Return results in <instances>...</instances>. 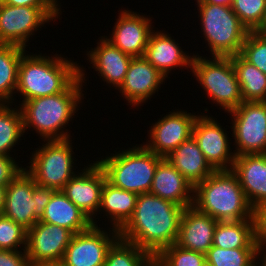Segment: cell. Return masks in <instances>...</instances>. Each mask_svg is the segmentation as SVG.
<instances>
[{"label":"cell","instance_id":"681fc988","mask_svg":"<svg viewBox=\"0 0 266 266\" xmlns=\"http://www.w3.org/2000/svg\"><path fill=\"white\" fill-rule=\"evenodd\" d=\"M4 4V0H0V6Z\"/></svg>","mask_w":266,"mask_h":266},{"label":"cell","instance_id":"277c9868","mask_svg":"<svg viewBox=\"0 0 266 266\" xmlns=\"http://www.w3.org/2000/svg\"><path fill=\"white\" fill-rule=\"evenodd\" d=\"M193 206L218 222L252 219L253 207L232 170L214 171L197 184L193 191Z\"/></svg>","mask_w":266,"mask_h":266},{"label":"cell","instance_id":"f546056e","mask_svg":"<svg viewBox=\"0 0 266 266\" xmlns=\"http://www.w3.org/2000/svg\"><path fill=\"white\" fill-rule=\"evenodd\" d=\"M23 116L21 108L13 104H0V155L12 156L23 140ZM17 145V146H16Z\"/></svg>","mask_w":266,"mask_h":266},{"label":"cell","instance_id":"7a4b0ae2","mask_svg":"<svg viewBox=\"0 0 266 266\" xmlns=\"http://www.w3.org/2000/svg\"><path fill=\"white\" fill-rule=\"evenodd\" d=\"M85 72V67L80 64L79 77L64 92L30 99L19 106L23 116L24 134H29L31 128L42 141L73 138L66 127L70 126V122L73 123L75 114L78 115L85 98L84 93H87L83 90V86H87L88 76Z\"/></svg>","mask_w":266,"mask_h":266},{"label":"cell","instance_id":"4fadbf2b","mask_svg":"<svg viewBox=\"0 0 266 266\" xmlns=\"http://www.w3.org/2000/svg\"><path fill=\"white\" fill-rule=\"evenodd\" d=\"M100 226L91 225L87 230L73 234L61 261L65 266L104 265L108 249L120 236L118 230Z\"/></svg>","mask_w":266,"mask_h":266},{"label":"cell","instance_id":"ffe728a7","mask_svg":"<svg viewBox=\"0 0 266 266\" xmlns=\"http://www.w3.org/2000/svg\"><path fill=\"white\" fill-rule=\"evenodd\" d=\"M98 39L96 47H90V51L86 49L84 52L87 62L91 65L88 68L92 67L104 84L106 82V86L118 90L125 80L132 56L123 53L103 36Z\"/></svg>","mask_w":266,"mask_h":266},{"label":"cell","instance_id":"bcb514c9","mask_svg":"<svg viewBox=\"0 0 266 266\" xmlns=\"http://www.w3.org/2000/svg\"><path fill=\"white\" fill-rule=\"evenodd\" d=\"M5 193H6V186H0V215H2V211L4 208Z\"/></svg>","mask_w":266,"mask_h":266},{"label":"cell","instance_id":"d590c367","mask_svg":"<svg viewBox=\"0 0 266 266\" xmlns=\"http://www.w3.org/2000/svg\"><path fill=\"white\" fill-rule=\"evenodd\" d=\"M158 256L167 266H202L206 261L205 254L181 248L176 243L164 248Z\"/></svg>","mask_w":266,"mask_h":266},{"label":"cell","instance_id":"e575fe53","mask_svg":"<svg viewBox=\"0 0 266 266\" xmlns=\"http://www.w3.org/2000/svg\"><path fill=\"white\" fill-rule=\"evenodd\" d=\"M239 54L266 75V37L249 31Z\"/></svg>","mask_w":266,"mask_h":266},{"label":"cell","instance_id":"7c38bea8","mask_svg":"<svg viewBox=\"0 0 266 266\" xmlns=\"http://www.w3.org/2000/svg\"><path fill=\"white\" fill-rule=\"evenodd\" d=\"M161 116L154 123H150L147 130L148 139L142 144L156 155L166 158L181 143L192 136L194 122L199 111L188 112L183 109H172Z\"/></svg>","mask_w":266,"mask_h":266},{"label":"cell","instance_id":"5b68a950","mask_svg":"<svg viewBox=\"0 0 266 266\" xmlns=\"http://www.w3.org/2000/svg\"><path fill=\"white\" fill-rule=\"evenodd\" d=\"M116 151L117 148L115 153L106 152L107 156L100 154L99 159L95 158L105 171L107 181L114 187L138 195L149 193L158 162L162 157L148 150L143 144H134Z\"/></svg>","mask_w":266,"mask_h":266},{"label":"cell","instance_id":"ee69618b","mask_svg":"<svg viewBox=\"0 0 266 266\" xmlns=\"http://www.w3.org/2000/svg\"><path fill=\"white\" fill-rule=\"evenodd\" d=\"M196 3H210L215 5L231 6L233 0H194Z\"/></svg>","mask_w":266,"mask_h":266},{"label":"cell","instance_id":"f1b7e54d","mask_svg":"<svg viewBox=\"0 0 266 266\" xmlns=\"http://www.w3.org/2000/svg\"><path fill=\"white\" fill-rule=\"evenodd\" d=\"M231 58L243 101H266V75L240 54Z\"/></svg>","mask_w":266,"mask_h":266},{"label":"cell","instance_id":"7bdbcfd3","mask_svg":"<svg viewBox=\"0 0 266 266\" xmlns=\"http://www.w3.org/2000/svg\"><path fill=\"white\" fill-rule=\"evenodd\" d=\"M141 266H167L158 255H150Z\"/></svg>","mask_w":266,"mask_h":266},{"label":"cell","instance_id":"1f68e13d","mask_svg":"<svg viewBox=\"0 0 266 266\" xmlns=\"http://www.w3.org/2000/svg\"><path fill=\"white\" fill-rule=\"evenodd\" d=\"M256 249H221L212 246L205 254L211 266H255Z\"/></svg>","mask_w":266,"mask_h":266},{"label":"cell","instance_id":"484cf974","mask_svg":"<svg viewBox=\"0 0 266 266\" xmlns=\"http://www.w3.org/2000/svg\"><path fill=\"white\" fill-rule=\"evenodd\" d=\"M41 222L55 224L73 234L87 230L92 221L73 203L62 190H56L45 208Z\"/></svg>","mask_w":266,"mask_h":266},{"label":"cell","instance_id":"ab89813d","mask_svg":"<svg viewBox=\"0 0 266 266\" xmlns=\"http://www.w3.org/2000/svg\"><path fill=\"white\" fill-rule=\"evenodd\" d=\"M56 190L48 187L41 186L39 184H36V210H35V216L40 220L42 216L44 215L45 208L47 204L49 203L52 194Z\"/></svg>","mask_w":266,"mask_h":266},{"label":"cell","instance_id":"b9f144b4","mask_svg":"<svg viewBox=\"0 0 266 266\" xmlns=\"http://www.w3.org/2000/svg\"><path fill=\"white\" fill-rule=\"evenodd\" d=\"M265 249H266V245H257L256 252H255V266H266V250Z\"/></svg>","mask_w":266,"mask_h":266},{"label":"cell","instance_id":"9c48e42d","mask_svg":"<svg viewBox=\"0 0 266 266\" xmlns=\"http://www.w3.org/2000/svg\"><path fill=\"white\" fill-rule=\"evenodd\" d=\"M61 6H0V44H11L28 50L39 30L50 22L61 20ZM61 16V17H60ZM59 17V18H58ZM36 32V33H35ZM28 44V45H27Z\"/></svg>","mask_w":266,"mask_h":266},{"label":"cell","instance_id":"2e32d148","mask_svg":"<svg viewBox=\"0 0 266 266\" xmlns=\"http://www.w3.org/2000/svg\"><path fill=\"white\" fill-rule=\"evenodd\" d=\"M72 236L73 233L64 227L38 221L27 231L29 264L61 262Z\"/></svg>","mask_w":266,"mask_h":266},{"label":"cell","instance_id":"6da1fadb","mask_svg":"<svg viewBox=\"0 0 266 266\" xmlns=\"http://www.w3.org/2000/svg\"><path fill=\"white\" fill-rule=\"evenodd\" d=\"M184 209L154 194H139L133 215L119 230V236L150 255H158L176 243Z\"/></svg>","mask_w":266,"mask_h":266},{"label":"cell","instance_id":"c3c4849f","mask_svg":"<svg viewBox=\"0 0 266 266\" xmlns=\"http://www.w3.org/2000/svg\"><path fill=\"white\" fill-rule=\"evenodd\" d=\"M202 266H211V265L207 261H205Z\"/></svg>","mask_w":266,"mask_h":266},{"label":"cell","instance_id":"44dd1931","mask_svg":"<svg viewBox=\"0 0 266 266\" xmlns=\"http://www.w3.org/2000/svg\"><path fill=\"white\" fill-rule=\"evenodd\" d=\"M217 220L194 206L184 209L176 244L181 248L206 254L213 246Z\"/></svg>","mask_w":266,"mask_h":266},{"label":"cell","instance_id":"7dc6e473","mask_svg":"<svg viewBox=\"0 0 266 266\" xmlns=\"http://www.w3.org/2000/svg\"><path fill=\"white\" fill-rule=\"evenodd\" d=\"M30 266H65L62 262L39 263Z\"/></svg>","mask_w":266,"mask_h":266},{"label":"cell","instance_id":"d6a6232c","mask_svg":"<svg viewBox=\"0 0 266 266\" xmlns=\"http://www.w3.org/2000/svg\"><path fill=\"white\" fill-rule=\"evenodd\" d=\"M231 7L241 23L249 31H255L263 20L266 0H233Z\"/></svg>","mask_w":266,"mask_h":266},{"label":"cell","instance_id":"f35d334b","mask_svg":"<svg viewBox=\"0 0 266 266\" xmlns=\"http://www.w3.org/2000/svg\"><path fill=\"white\" fill-rule=\"evenodd\" d=\"M0 266H30L26 250H1Z\"/></svg>","mask_w":266,"mask_h":266},{"label":"cell","instance_id":"30bf717a","mask_svg":"<svg viewBox=\"0 0 266 266\" xmlns=\"http://www.w3.org/2000/svg\"><path fill=\"white\" fill-rule=\"evenodd\" d=\"M226 114L235 156L266 154V101H244Z\"/></svg>","mask_w":266,"mask_h":266},{"label":"cell","instance_id":"7402d4cb","mask_svg":"<svg viewBox=\"0 0 266 266\" xmlns=\"http://www.w3.org/2000/svg\"><path fill=\"white\" fill-rule=\"evenodd\" d=\"M232 171L252 207L266 201V154L235 156Z\"/></svg>","mask_w":266,"mask_h":266},{"label":"cell","instance_id":"52a82bcc","mask_svg":"<svg viewBox=\"0 0 266 266\" xmlns=\"http://www.w3.org/2000/svg\"><path fill=\"white\" fill-rule=\"evenodd\" d=\"M191 73L207 99L212 100L216 108L220 106L221 111L228 113L244 102L231 57H204L197 51L193 56Z\"/></svg>","mask_w":266,"mask_h":266},{"label":"cell","instance_id":"9a60e30c","mask_svg":"<svg viewBox=\"0 0 266 266\" xmlns=\"http://www.w3.org/2000/svg\"><path fill=\"white\" fill-rule=\"evenodd\" d=\"M93 163H92V162ZM66 183L62 192L91 221L98 214L101 205V191L107 180L105 171L97 161L90 160Z\"/></svg>","mask_w":266,"mask_h":266},{"label":"cell","instance_id":"f6af8a7d","mask_svg":"<svg viewBox=\"0 0 266 266\" xmlns=\"http://www.w3.org/2000/svg\"><path fill=\"white\" fill-rule=\"evenodd\" d=\"M255 32L259 35L266 37V9L263 20L261 24L258 26V28L255 30Z\"/></svg>","mask_w":266,"mask_h":266},{"label":"cell","instance_id":"8992f818","mask_svg":"<svg viewBox=\"0 0 266 266\" xmlns=\"http://www.w3.org/2000/svg\"><path fill=\"white\" fill-rule=\"evenodd\" d=\"M200 33L211 56L231 57L240 53L249 30L231 6L195 3Z\"/></svg>","mask_w":266,"mask_h":266},{"label":"cell","instance_id":"8fae6325","mask_svg":"<svg viewBox=\"0 0 266 266\" xmlns=\"http://www.w3.org/2000/svg\"><path fill=\"white\" fill-rule=\"evenodd\" d=\"M204 109L205 113H199L194 122L192 136L215 171L232 170L235 154L231 148L233 144L232 138L229 137L231 135H228L227 128L223 127L216 117L208 115V108Z\"/></svg>","mask_w":266,"mask_h":266},{"label":"cell","instance_id":"d6986e66","mask_svg":"<svg viewBox=\"0 0 266 266\" xmlns=\"http://www.w3.org/2000/svg\"><path fill=\"white\" fill-rule=\"evenodd\" d=\"M171 34L163 30H153L150 34L148 45L144 52L145 59L152 64L167 79L171 71L187 69L191 72L193 53L185 51ZM184 50V51H183ZM179 67V69H178ZM190 69V70H189Z\"/></svg>","mask_w":266,"mask_h":266},{"label":"cell","instance_id":"4316f807","mask_svg":"<svg viewBox=\"0 0 266 266\" xmlns=\"http://www.w3.org/2000/svg\"><path fill=\"white\" fill-rule=\"evenodd\" d=\"M252 219L220 221L216 224L213 246L221 249H256Z\"/></svg>","mask_w":266,"mask_h":266},{"label":"cell","instance_id":"836d02e7","mask_svg":"<svg viewBox=\"0 0 266 266\" xmlns=\"http://www.w3.org/2000/svg\"><path fill=\"white\" fill-rule=\"evenodd\" d=\"M27 230L12 219L0 215V249L26 250Z\"/></svg>","mask_w":266,"mask_h":266},{"label":"cell","instance_id":"83f0119b","mask_svg":"<svg viewBox=\"0 0 266 266\" xmlns=\"http://www.w3.org/2000/svg\"><path fill=\"white\" fill-rule=\"evenodd\" d=\"M27 49L0 44V104H13L18 82V68Z\"/></svg>","mask_w":266,"mask_h":266},{"label":"cell","instance_id":"ba28073f","mask_svg":"<svg viewBox=\"0 0 266 266\" xmlns=\"http://www.w3.org/2000/svg\"><path fill=\"white\" fill-rule=\"evenodd\" d=\"M72 139L75 138L41 141L43 144L33 149L28 157L29 165H24V169L34 178L36 184L62 190L78 172V159L73 151L76 147L73 148Z\"/></svg>","mask_w":266,"mask_h":266},{"label":"cell","instance_id":"cb8c5ba5","mask_svg":"<svg viewBox=\"0 0 266 266\" xmlns=\"http://www.w3.org/2000/svg\"><path fill=\"white\" fill-rule=\"evenodd\" d=\"M137 197V193L114 187L106 180L101 191V205L97 214L98 217L92 221V225L98 226L99 223L97 222L101 221L100 218L103 217L108 219L104 222L107 221L110 224V228L112 227L119 231L133 215Z\"/></svg>","mask_w":266,"mask_h":266},{"label":"cell","instance_id":"ac0fdd59","mask_svg":"<svg viewBox=\"0 0 266 266\" xmlns=\"http://www.w3.org/2000/svg\"><path fill=\"white\" fill-rule=\"evenodd\" d=\"M35 210L36 183L34 178L22 169L6 186L2 215L28 231L39 221Z\"/></svg>","mask_w":266,"mask_h":266},{"label":"cell","instance_id":"d4e9b609","mask_svg":"<svg viewBox=\"0 0 266 266\" xmlns=\"http://www.w3.org/2000/svg\"><path fill=\"white\" fill-rule=\"evenodd\" d=\"M166 159L193 187L215 171L207 162L193 136L181 143Z\"/></svg>","mask_w":266,"mask_h":266},{"label":"cell","instance_id":"8d00e7d4","mask_svg":"<svg viewBox=\"0 0 266 266\" xmlns=\"http://www.w3.org/2000/svg\"><path fill=\"white\" fill-rule=\"evenodd\" d=\"M254 237L258 245H266V201L253 207Z\"/></svg>","mask_w":266,"mask_h":266},{"label":"cell","instance_id":"74e56055","mask_svg":"<svg viewBox=\"0 0 266 266\" xmlns=\"http://www.w3.org/2000/svg\"><path fill=\"white\" fill-rule=\"evenodd\" d=\"M18 156H1L0 155V186H7V184L22 170L24 166L19 160Z\"/></svg>","mask_w":266,"mask_h":266},{"label":"cell","instance_id":"603a6c76","mask_svg":"<svg viewBox=\"0 0 266 266\" xmlns=\"http://www.w3.org/2000/svg\"><path fill=\"white\" fill-rule=\"evenodd\" d=\"M193 191L194 187L166 158L158 162L149 193L187 208L193 206Z\"/></svg>","mask_w":266,"mask_h":266},{"label":"cell","instance_id":"4dcf8cb0","mask_svg":"<svg viewBox=\"0 0 266 266\" xmlns=\"http://www.w3.org/2000/svg\"><path fill=\"white\" fill-rule=\"evenodd\" d=\"M150 254L120 237L108 249L103 266H141Z\"/></svg>","mask_w":266,"mask_h":266},{"label":"cell","instance_id":"3957f363","mask_svg":"<svg viewBox=\"0 0 266 266\" xmlns=\"http://www.w3.org/2000/svg\"><path fill=\"white\" fill-rule=\"evenodd\" d=\"M28 52L22 55L19 63L13 105L17 103L16 93L23 99H19L20 104L17 103L20 106L30 99L64 92L79 77L78 61L74 62L67 56L57 53L47 55L40 51L35 54Z\"/></svg>","mask_w":266,"mask_h":266},{"label":"cell","instance_id":"e0dca14e","mask_svg":"<svg viewBox=\"0 0 266 266\" xmlns=\"http://www.w3.org/2000/svg\"><path fill=\"white\" fill-rule=\"evenodd\" d=\"M167 78L150 64L144 56L132 57L123 84L118 89L126 105L141 107L165 84Z\"/></svg>","mask_w":266,"mask_h":266},{"label":"cell","instance_id":"60d3db41","mask_svg":"<svg viewBox=\"0 0 266 266\" xmlns=\"http://www.w3.org/2000/svg\"><path fill=\"white\" fill-rule=\"evenodd\" d=\"M13 6H62L60 0H4Z\"/></svg>","mask_w":266,"mask_h":266},{"label":"cell","instance_id":"5bb4252c","mask_svg":"<svg viewBox=\"0 0 266 266\" xmlns=\"http://www.w3.org/2000/svg\"><path fill=\"white\" fill-rule=\"evenodd\" d=\"M126 9H119L112 33H109L111 36L103 37L123 53L141 57L144 55L151 32L156 28L152 24L154 18Z\"/></svg>","mask_w":266,"mask_h":266}]
</instances>
